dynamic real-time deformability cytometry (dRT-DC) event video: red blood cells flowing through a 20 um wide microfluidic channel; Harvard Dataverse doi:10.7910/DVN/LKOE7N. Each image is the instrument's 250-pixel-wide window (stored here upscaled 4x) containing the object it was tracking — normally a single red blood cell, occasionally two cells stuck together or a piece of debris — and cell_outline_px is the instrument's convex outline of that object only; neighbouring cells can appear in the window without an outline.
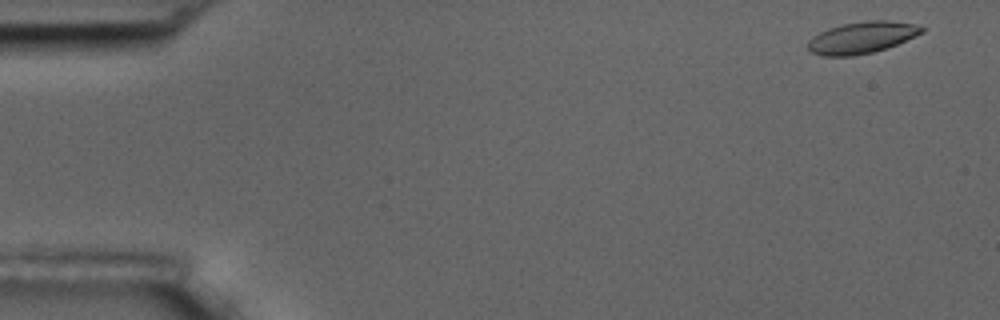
{"species": "common noctule bat (a hibernating species)", "species_latin": "Nyctalus noctula", "temperature_condition": "room temperature", "stored_images_in_passage": 5, "camera_frame_rate_fps": 3000, "um_per_image_px": 0.085, "animal": {"sex": "male", "body_mass_g": 17.5, "forearm_length_mm": 52.3}, "frame": {"image": 1, "passage_image": 1, "time_ms": 0.0, "image_size_px": [1000, 320], "cell_outline_px": [[924, 32], [896, 44], [872, 52], [852, 56], [824, 56], [812, 52], [808, 48], [808, 40], [812, 36], [828, 28], [840, 24], [864, 20], [884, 20], [912, 24], [924, 28]], "centroid_in_image_um": [73.2, 3.18], "position_along_channel_um": 11.8, "area_um2": 20.81}}
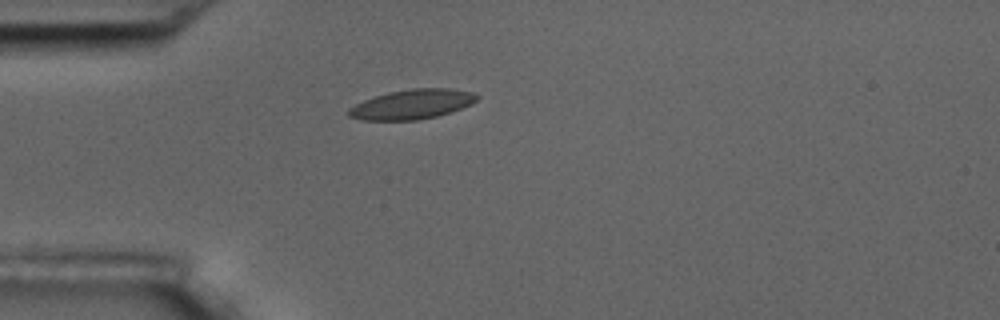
{"frame": {"image": 2, "passage_image": 4, "time_ms": 4.333, "image_size_px": [1000, 320], "cell_outline_px": [[480, 96], [472, 104], [436, 116], [416, 120], [364, 120], [348, 116], [344, 112], [348, 108], [364, 100], [388, 92], [412, 88], [452, 88], [472, 92]], "centroid_in_image_um": [35.0, 8.86], "position_along_channel_um": 50.0, "area_um2": 22.14}}